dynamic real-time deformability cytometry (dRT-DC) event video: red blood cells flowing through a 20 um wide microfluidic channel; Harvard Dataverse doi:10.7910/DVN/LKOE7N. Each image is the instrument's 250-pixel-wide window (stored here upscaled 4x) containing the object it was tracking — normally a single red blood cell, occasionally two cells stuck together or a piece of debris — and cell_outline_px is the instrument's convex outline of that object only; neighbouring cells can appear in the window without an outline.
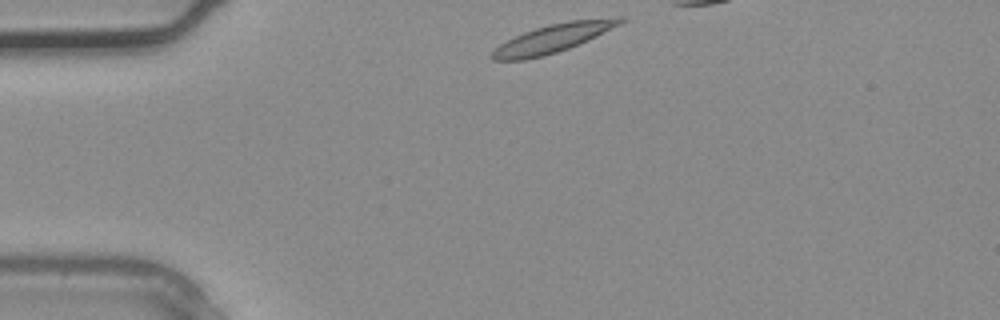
{"species": "common noctule bat (a hibernating species)", "species_latin": "Nyctalus noctula", "temperature_condition": "warm", "stored_images_in_passage": 2, "segment_of_instrument_passage": [2, 2], "camera_frame_rate_fps": 3000, "um_per_image_px": 0.085, "animal": {"sex": "male", "body_mass_g": 20.4}, "frame": {"image": 1, "passage_image": 2, "time_ms": 0.333, "image_size_px": [1000, 320], "cell_outline_px": [[624, 20], [620, 24], [588, 40], [568, 48], [544, 56], [524, 60], [492, 60], [488, 56], [500, 44], [524, 32], [548, 24], [568, 20], [616, 16], [624, 16]], "centroid_in_image_um": [47.02, 3.24], "position_along_channel_um": 38.0, "area_um2": 21.21}}